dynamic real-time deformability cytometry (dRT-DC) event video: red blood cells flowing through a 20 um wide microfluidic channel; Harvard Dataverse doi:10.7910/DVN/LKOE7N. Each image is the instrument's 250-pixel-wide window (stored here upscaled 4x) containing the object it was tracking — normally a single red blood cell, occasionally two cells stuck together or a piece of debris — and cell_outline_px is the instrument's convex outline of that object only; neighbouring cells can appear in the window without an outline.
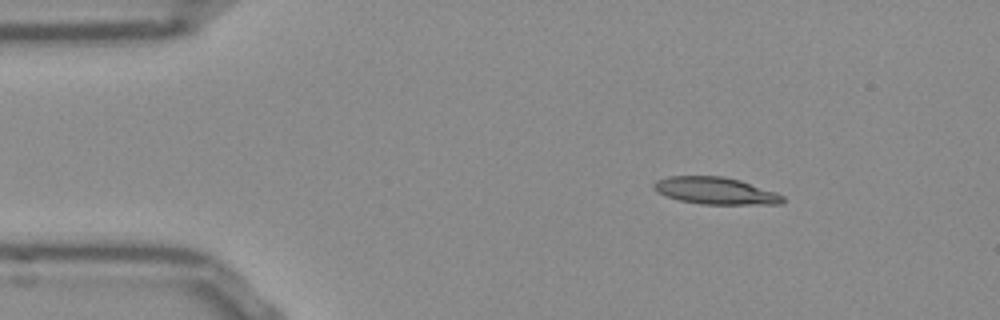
{"species": "Egyptian fruit bat (a non-hibernating species)", "species_latin": "Rousettus aegyptiacus", "temperature_condition": "room temperature", "stored_images_in_passage": 46, "camera_frame_rate_fps": 3000, "um_per_image_px": 0.085, "frame": {"image": 1, "passage_image": 1, "time_ms": 0.0, "image_size_px": [1000, 320], "cell_outline_px": [[784, 200], [780, 204], [700, 204], [680, 200], [656, 192], [652, 188], [652, 184], [656, 180], [668, 176], [724, 176], [740, 180], [776, 192], [784, 196]], "centroid_in_image_um": [60.79, 16.21], "position_along_channel_um": 24.2, "area_um2": 20.35}}
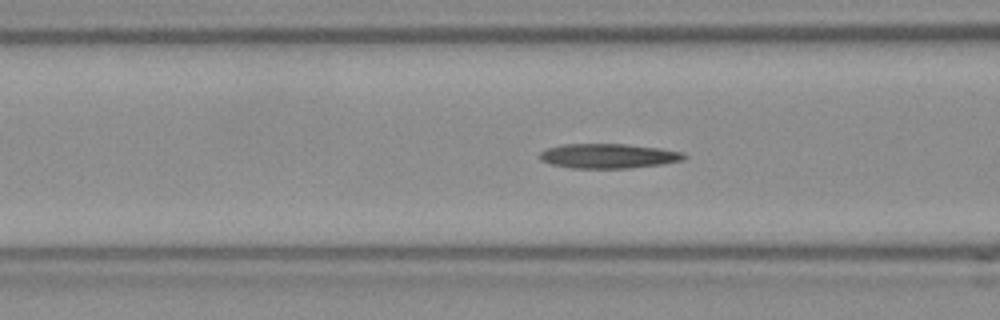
{"frame": {"image": 2, "passage_image": 13, "time_ms": 4.0, "image_size_px": [1000, 320], "cell_outline_px": [[688, 156], [680, 160], [660, 164], [628, 168], [572, 168], [552, 164], [540, 160], [540, 152], [544, 148], [560, 144], [628, 144], [660, 148], [680, 152]], "centroid_in_image_um": [51.64, 13.24], "position_along_channel_um": 115.0, "area_um2": 20.63}}
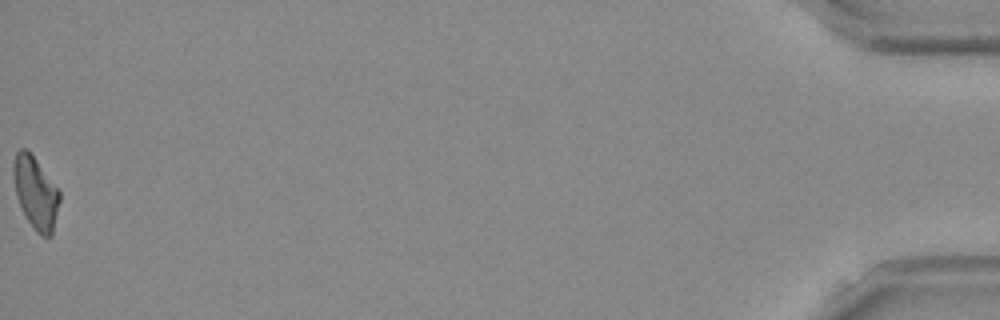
{"frame": {"image": 3, "passage_image": 46, "time_ms": 15.0, "image_size_px": [1000, 320], "cell_outline_px": [[60, 200], [52, 236], [44, 236], [36, 232], [28, 220], [16, 196], [12, 176], [12, 164], [16, 152], [20, 148], [24, 148], [32, 156], [60, 192]], "centroid_in_image_um": [3.01, 16.4], "position_along_channel_um": 432.2, "area_um2": 19.07}}